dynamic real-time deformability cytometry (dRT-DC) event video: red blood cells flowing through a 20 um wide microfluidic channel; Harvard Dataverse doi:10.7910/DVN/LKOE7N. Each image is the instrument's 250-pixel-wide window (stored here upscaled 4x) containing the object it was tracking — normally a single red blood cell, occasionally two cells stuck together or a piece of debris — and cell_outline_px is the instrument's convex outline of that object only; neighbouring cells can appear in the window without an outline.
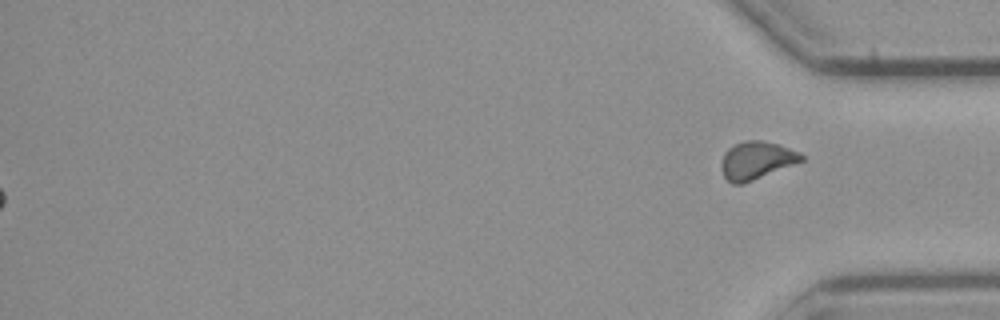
{"species": "common noctule bat (a hibernating species)", "species_latin": "Nyctalus noctula", "temperature_condition": "cold", "stored_images_in_passage": 58, "segment_of_instrument_passage": [2, 2], "camera_frame_rate_fps": 3000, "um_per_image_px": 0.085, "animal": {"sex": "male", "body_mass_g": 23.1, "forearm_length_mm": 52.7}, "frame": {"image": 1, "passage_image": 58, "time_ms": 19.0, "image_size_px": [1000, 320], "cell_outline_px": [[804, 160], [744, 184], [732, 184], [724, 176], [724, 152], [732, 144], [744, 140], [760, 140], [776, 144], [800, 152], [804, 156]], "centroid_in_image_um": [64.32, 13.62], "position_along_channel_um": 370.9, "area_um2": 17.34}}